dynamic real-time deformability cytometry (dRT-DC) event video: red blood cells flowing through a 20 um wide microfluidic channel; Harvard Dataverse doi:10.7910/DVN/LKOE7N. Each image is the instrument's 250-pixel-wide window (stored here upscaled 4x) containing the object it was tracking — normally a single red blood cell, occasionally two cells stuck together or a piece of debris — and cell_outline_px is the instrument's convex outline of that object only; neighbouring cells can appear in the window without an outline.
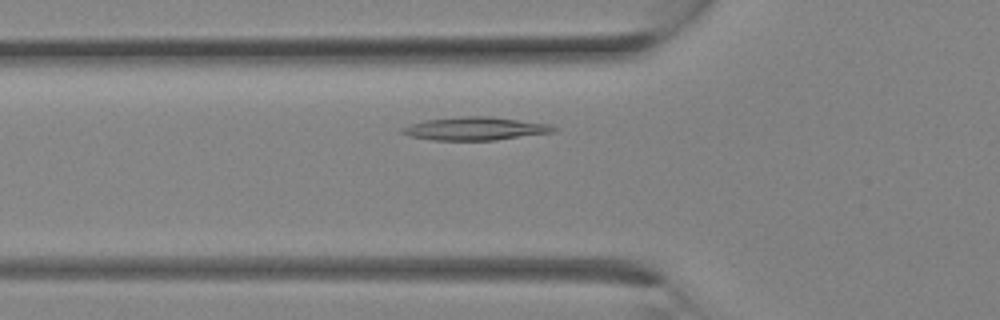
{"species": "Egyptian fruit bat (a non-hibernating species)", "species_latin": "Rousettus aegyptiacus", "temperature_condition": "room temperature", "stored_images_in_passage": 17, "camera_frame_rate_fps": 3000, "um_per_image_px": 0.085, "animal": {"sex": "female"}, "frame": {"image": 1, "passage_image": 6, "time_ms": 1.667, "image_size_px": [1000, 320], "cell_outline_px": [[560, 128], [556, 132], [496, 140], [432, 140], [408, 136], [400, 132], [400, 128], [424, 120], [460, 116], [488, 116], [548, 124]], "centroid_in_image_um": [40.39, 10.94], "position_along_channel_um": 85.4, "area_um2": 20.52}}
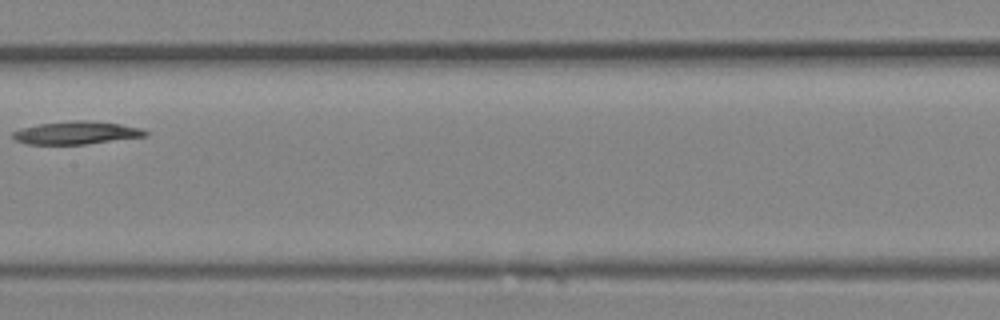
{"frame": {"image": 2, "passage_image": 11, "time_ms": 3.333, "image_size_px": [1000, 320], "cell_outline_px": [[148, 136], [84, 144], [28, 144], [16, 140], [12, 136], [12, 132], [20, 128], [36, 124], [72, 120], [88, 120], [120, 124], [140, 128], [148, 132]], "centroid_in_image_um": [6.47, 11.28], "position_along_channel_um": 200.9, "area_um2": 17.69}}
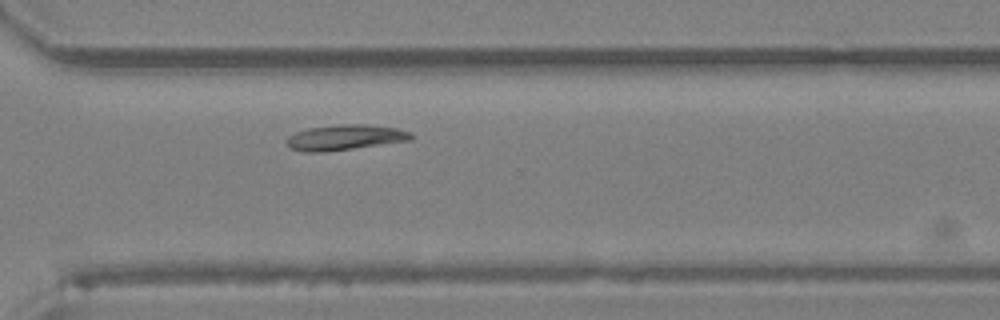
{"frame": {"image": 3, "passage_image": 17, "time_ms": 5.333, "image_size_px": [1000, 320], "cell_outline_px": [[412, 140], [324, 152], [304, 152], [288, 148], [288, 136], [296, 132], [308, 128], [340, 124], [364, 124], [396, 128], [408, 132], [412, 136]], "centroid_in_image_um": [29.29, 11.68], "position_along_channel_um": 341.3, "area_um2": 18.21}}